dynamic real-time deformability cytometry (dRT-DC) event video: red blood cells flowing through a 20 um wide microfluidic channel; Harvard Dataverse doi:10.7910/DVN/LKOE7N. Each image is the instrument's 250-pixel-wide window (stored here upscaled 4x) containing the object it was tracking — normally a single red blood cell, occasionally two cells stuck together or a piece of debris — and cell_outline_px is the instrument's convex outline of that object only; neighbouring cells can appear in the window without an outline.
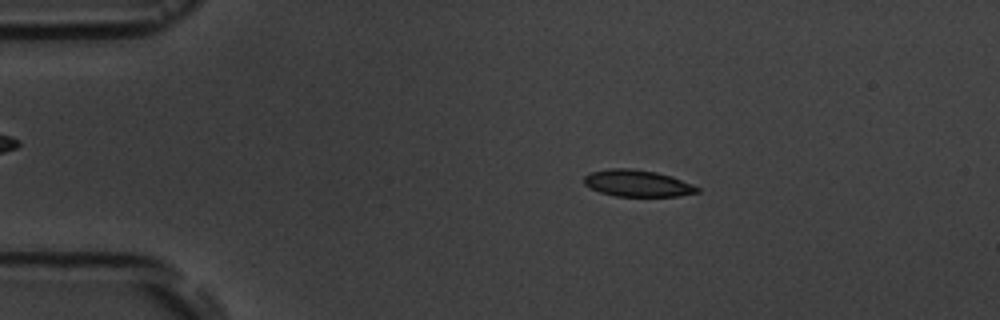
{"species": "common noctule bat (a hibernating species)", "species_latin": "Nyctalus noctula", "temperature_condition": "room temperature", "stored_images_in_passage": 3, "camera_frame_rate_fps": 3000, "um_per_image_px": 0.085, "animal": {"sex": "male", "body_mass_g": 19.5, "forearm_length_mm": 54.6}, "frame": {"image": 1, "passage_image": 2, "time_ms": 1.333, "image_size_px": [1000, 320], "cell_outline_px": [[700, 192], [680, 196], [616, 196], [600, 192], [584, 184], [584, 176], [592, 172], [612, 168], [628, 168], [656, 172], [672, 176], [692, 184], [700, 188]], "centroid_in_image_um": [54.22, 15.58], "position_along_channel_um": 30.8, "area_um2": 17.51}}